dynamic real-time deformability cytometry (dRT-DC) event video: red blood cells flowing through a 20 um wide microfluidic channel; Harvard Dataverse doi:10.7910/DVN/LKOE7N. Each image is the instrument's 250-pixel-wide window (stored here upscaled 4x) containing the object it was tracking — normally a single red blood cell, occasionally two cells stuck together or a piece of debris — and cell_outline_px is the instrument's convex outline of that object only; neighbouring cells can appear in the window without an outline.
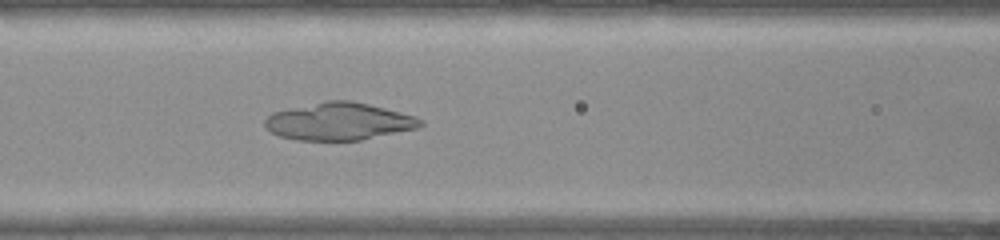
{"species": "common noctule bat (a hibernating species)", "species_latin": "Nyctalus noctula", "temperature_condition": "warm", "stored_images_in_passage": 52, "camera_frame_rate_fps": 3000, "um_per_image_px": 0.085, "animal": {"sex": "female", "body_mass_g": 22.0, "forearm_length_mm": 56.7}, "frame": {"image": 1, "passage_image": 21, "time_ms": 6.667, "image_size_px": [1000, 240], "cell_outline_px": [[424, 124], [416, 128], [360, 140], [296, 140], [280, 136], [272, 132], [264, 124], [264, 120], [272, 112], [328, 100], [352, 100], [416, 116], [424, 120]], "centroid_in_image_um": [28.82, 10.32], "position_along_channel_um": 137.8, "area_um2": 33.64}}
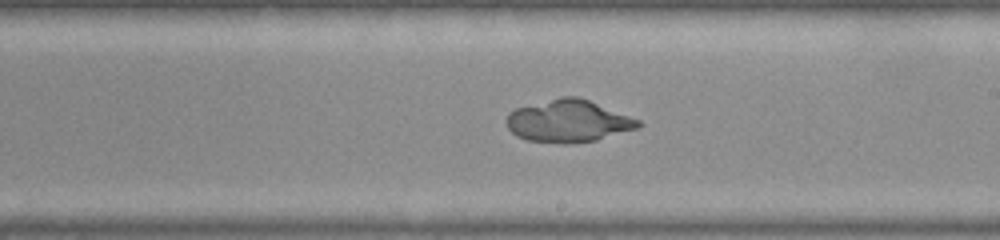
{"frame": {"image": 2, "passage_image": 29, "time_ms": 9.333, "image_size_px": [1000, 240], "cell_outline_px": [[644, 124], [640, 128], [596, 140], [564, 144], [524, 140], [516, 136], [508, 128], [504, 120], [508, 112], [516, 108], [560, 96], [576, 96], [588, 100], [640, 120]], "centroid_in_image_um": [48.28, 10.3], "position_along_channel_um": 240.7, "area_um2": 32.71}}
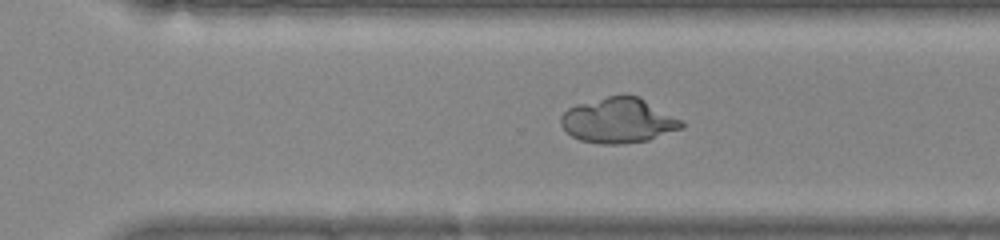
{"frame": {"image": 3, "passage_image": 35, "time_ms": 11.333, "image_size_px": [1000, 240], "cell_outline_px": [[684, 128], [648, 140], [624, 144], [600, 144], [580, 140], [572, 136], [560, 124], [560, 116], [568, 108], [576, 104], [608, 96], [640, 96], [680, 120], [684, 124]], "centroid_in_image_um": [52.55, 10.25], "position_along_channel_um": 318.1, "area_um2": 31.56}}